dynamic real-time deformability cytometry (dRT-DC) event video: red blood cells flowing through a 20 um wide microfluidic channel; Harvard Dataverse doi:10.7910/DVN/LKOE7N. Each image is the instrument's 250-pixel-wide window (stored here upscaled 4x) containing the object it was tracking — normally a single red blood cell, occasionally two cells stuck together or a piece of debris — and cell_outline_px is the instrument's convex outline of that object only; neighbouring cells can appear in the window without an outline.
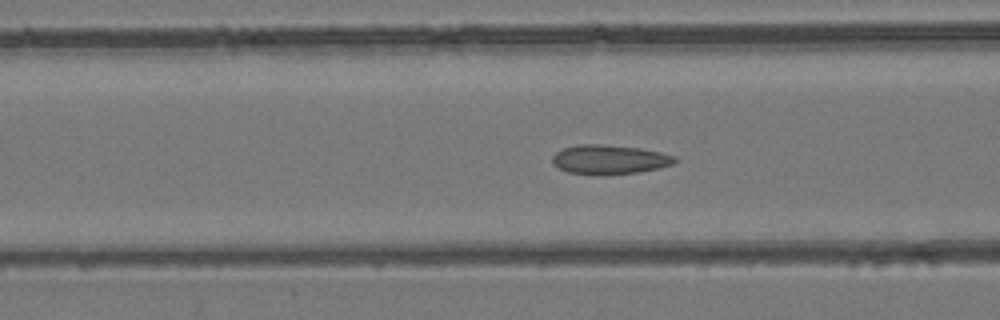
{"species": "common noctule bat (a hibernating species)", "species_latin": "Nyctalus noctula", "temperature_condition": "room temperature", "stored_images_in_passage": 53, "camera_frame_rate_fps": 3000, "um_per_image_px": 0.085, "animal": {"sex": "female", "body_mass_g": 24.6, "forearm_length_mm": 56.2}, "frame": {"image": 1, "passage_image": 21, "time_ms": 6.667, "image_size_px": [1000, 320], "cell_outline_px": [[676, 160], [672, 164], [660, 168], [640, 172], [604, 176], [568, 172], [552, 164], [552, 156], [556, 152], [564, 148], [576, 144], [604, 144], [640, 148], [660, 152], [676, 156]], "centroid_in_image_um": [51.79, 13.57], "position_along_channel_um": 114.8, "area_um2": 21.21}}
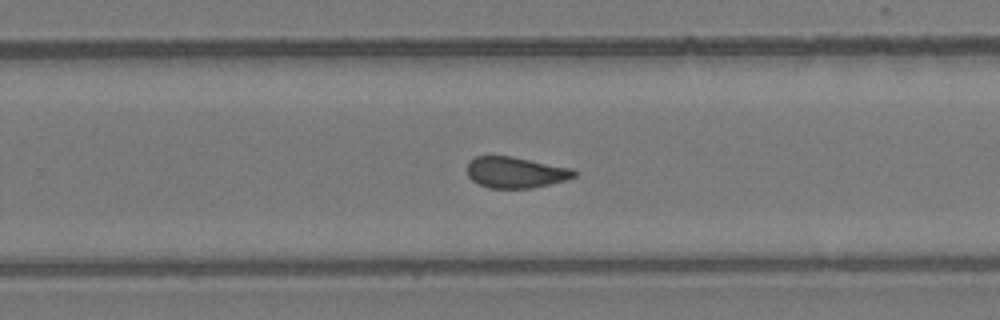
{"frame": {"image": 2, "passage_image": 34, "time_ms": 11.0, "image_size_px": [1000, 320], "cell_outline_px": [[576, 176], [564, 180], [532, 188], [488, 188], [472, 180], [468, 176], [468, 160], [476, 156], [512, 156], [572, 168], [576, 172]], "centroid_in_image_um": [43.8, 14.64], "position_along_channel_um": 286.0, "area_um2": 19.31}}
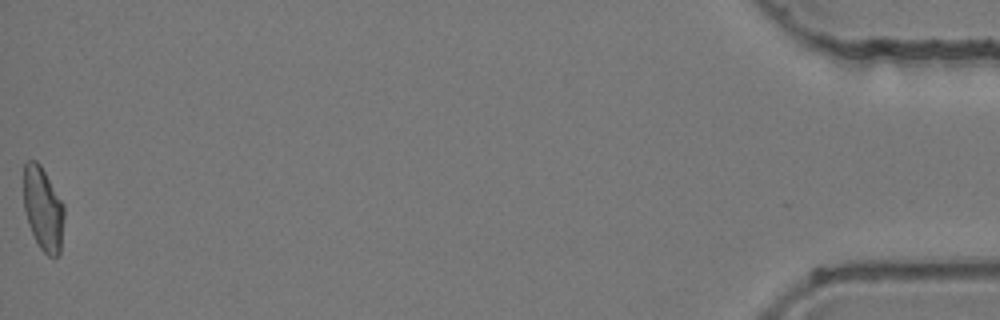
{"frame": {"image": 3, "passage_image": 53, "time_ms": 17.333, "image_size_px": [1000, 320], "cell_outline_px": [[64, 216], [60, 252], [56, 256], [48, 256], [40, 248], [28, 224], [24, 208], [24, 164], [28, 160], [36, 160], [40, 164], [64, 204]], "centroid_in_image_um": [3.66, 17.73], "position_along_channel_um": 431.5, "area_um2": 19.65}, "authors_computed_cell_mechanics": {"area_um2": 20.23, "velocity_mm_per_s": 3.9497, "shape_relaxation_time_tau1_ms": null, "shape_relaxation_time_tau2_ms": 1.6453, "deformation_change_tau1": null, "deformation_change_tau2": 0.0861}}